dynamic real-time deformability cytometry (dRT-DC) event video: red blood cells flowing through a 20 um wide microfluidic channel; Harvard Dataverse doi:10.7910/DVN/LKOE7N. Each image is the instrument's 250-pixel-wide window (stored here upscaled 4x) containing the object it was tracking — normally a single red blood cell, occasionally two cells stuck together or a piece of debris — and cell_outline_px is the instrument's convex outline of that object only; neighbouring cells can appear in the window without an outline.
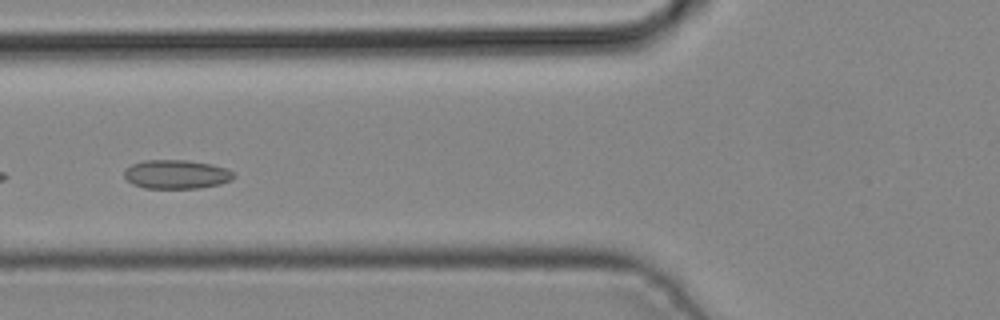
{"species": "common noctule bat (a hibernating species)", "species_latin": "Nyctalus noctula", "temperature_condition": "cold", "stored_images_in_passage": 5, "camera_frame_rate_fps": 3000, "um_per_image_px": 0.085, "animal": {"sex": "male", "body_mass_g": 19.2, "forearm_length_mm": 51.8}, "frame": {"image": 1, "passage_image": 5, "time_ms": 1.333, "image_size_px": [1000, 320], "cell_outline_px": [[236, 176], [232, 180], [220, 184], [196, 188], [144, 188], [132, 184], [124, 176], [124, 168], [132, 164], [144, 160], [188, 160], [212, 164], [224, 168], [232, 172]], "centroid_in_image_um": [14.97, 14.81], "position_along_channel_um": 110.8, "area_um2": 18.5}}